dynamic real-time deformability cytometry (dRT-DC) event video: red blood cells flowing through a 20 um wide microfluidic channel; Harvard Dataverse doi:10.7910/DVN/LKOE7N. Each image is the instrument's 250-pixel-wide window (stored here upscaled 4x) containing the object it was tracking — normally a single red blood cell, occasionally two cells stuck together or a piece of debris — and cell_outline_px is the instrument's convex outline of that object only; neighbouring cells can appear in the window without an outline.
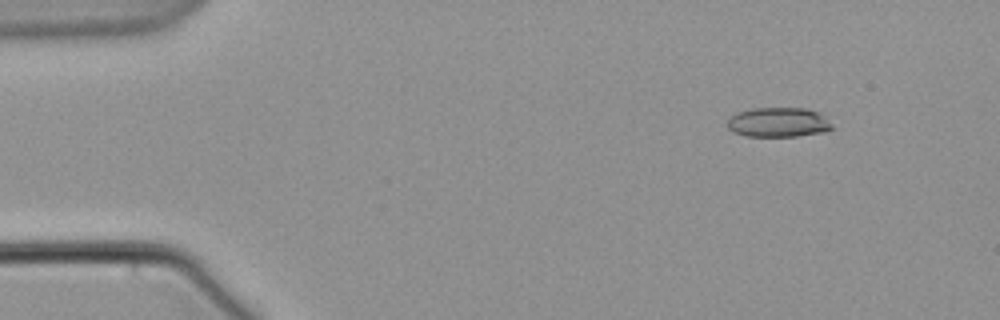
{"species": "common noctule bat (a hibernating species)", "species_latin": "Nyctalus noctula", "temperature_condition": "warm", "stored_images_in_passage": 11, "camera_frame_rate_fps": 3000, "um_per_image_px": 0.085, "animal": {"sex": "male", "body_mass_g": 21.5, "forearm_length_mm": 52.0}, "frame": {"image": 1, "passage_image": 2, "time_ms": 2.0, "image_size_px": [1000, 320], "cell_outline_px": [[836, 128], [824, 132], [796, 136], [744, 136], [732, 132], [728, 128], [728, 120], [736, 112], [752, 108], [808, 108], [820, 112]], "centroid_in_image_um": [66.19, 10.39], "position_along_channel_um": 18.8, "area_um2": 18.32}}
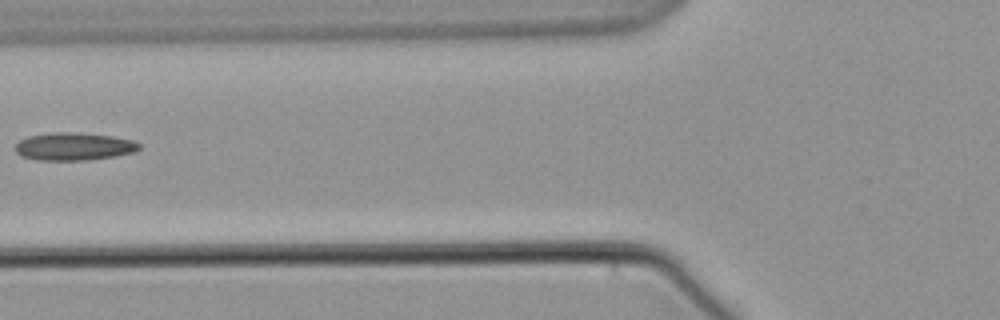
{"frame": {"image": 2, "passage_image": 7, "time_ms": 8.0, "image_size_px": [1000, 320], "cell_outline_px": [[140, 148], [136, 152], [116, 156], [88, 160], [40, 160], [20, 156], [12, 148], [20, 140], [28, 136], [52, 132], [72, 132], [112, 136], [132, 140], [140, 144]], "centroid_in_image_um": [6.26, 12.45], "position_along_channel_um": 119.5, "area_um2": 20.17}}
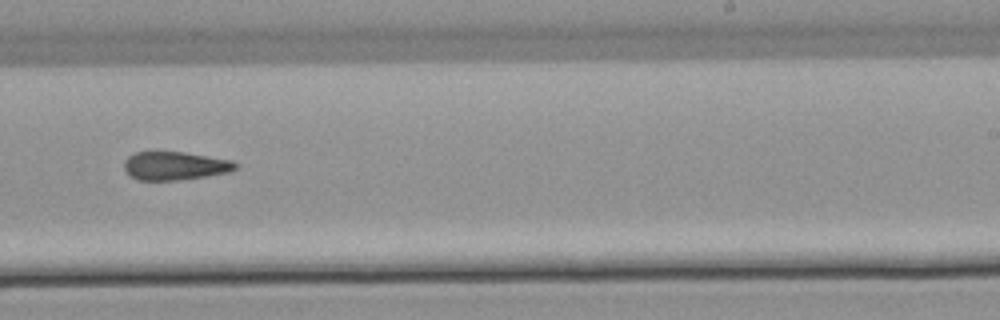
{"frame": {"image": 3, "passage_image": 11, "time_ms": 12.667, "image_size_px": [1000, 320], "cell_outline_px": [[236, 168], [232, 172], [208, 176], [180, 180], [136, 180], [128, 176], [124, 168], [124, 160], [128, 156], [136, 152], [184, 152], [232, 160], [236, 164]], "centroid_in_image_um": [14.85, 14.11], "position_along_channel_um": 274.1, "area_um2": 18.61}}